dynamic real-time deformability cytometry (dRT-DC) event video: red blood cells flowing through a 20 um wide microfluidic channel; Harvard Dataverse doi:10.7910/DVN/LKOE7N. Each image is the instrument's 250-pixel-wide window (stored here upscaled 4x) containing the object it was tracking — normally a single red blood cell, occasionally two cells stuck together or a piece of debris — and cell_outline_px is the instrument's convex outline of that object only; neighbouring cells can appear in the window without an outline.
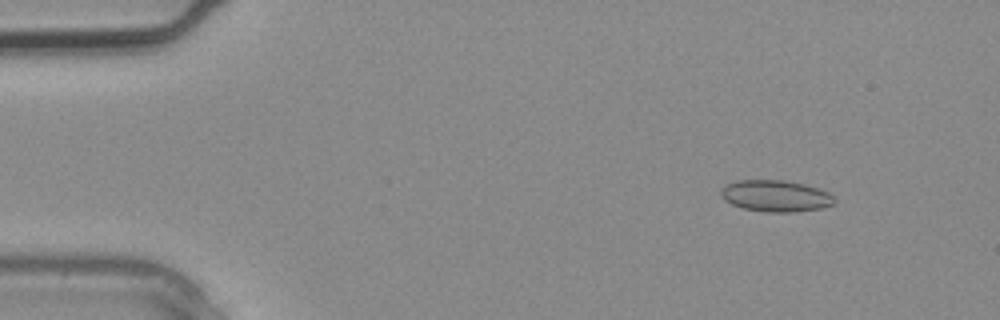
{"species": "common noctule bat (a hibernating species)", "species_latin": "Nyctalus noctula", "temperature_condition": "warm", "stored_images_in_passage": 2, "camera_frame_rate_fps": 3000, "um_per_image_px": 0.085, "animal": {"sex": "male", "body_mass_g": 20.4}, "frame": {"image": 1, "passage_image": 1, "time_ms": 0.0, "image_size_px": [1000, 320], "cell_outline_px": [[836, 200], [832, 204], [820, 208], [792, 212], [768, 212], [744, 208], [732, 204], [724, 200], [720, 196], [720, 188], [724, 184], [736, 180], [784, 180], [804, 184], [828, 192], [836, 196]], "centroid_in_image_um": [65.89, 16.64], "position_along_channel_um": 19.1, "area_um2": 20.92}}